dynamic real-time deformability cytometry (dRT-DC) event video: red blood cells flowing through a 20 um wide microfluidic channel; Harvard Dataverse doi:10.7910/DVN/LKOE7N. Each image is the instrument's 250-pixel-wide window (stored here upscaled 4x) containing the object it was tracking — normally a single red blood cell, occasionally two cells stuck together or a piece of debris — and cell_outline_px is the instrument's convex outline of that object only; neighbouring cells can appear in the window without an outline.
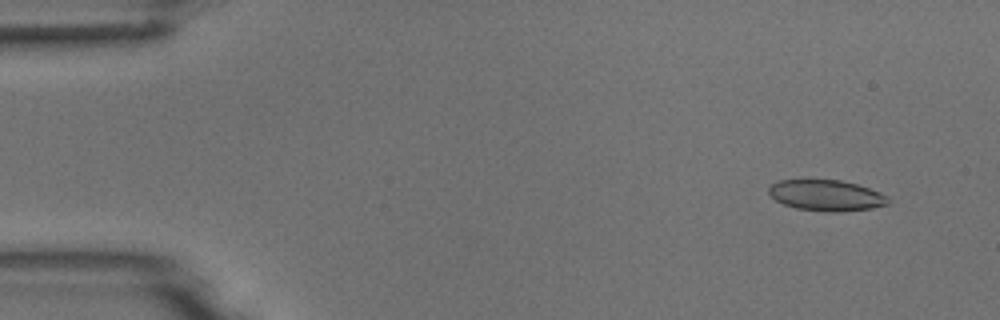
{"species": "common noctule bat (a hibernating species)", "species_latin": "Nyctalus noctula", "temperature_condition": "room temperature", "stored_images_in_passage": 5, "camera_frame_rate_fps": 3000, "um_per_image_px": 0.085, "animal": {"sex": "male", "body_mass_g": 18.8}, "frame": {"image": 1, "passage_image": 1, "time_ms": 0.0, "image_size_px": [1000, 320], "cell_outline_px": [[888, 204], [872, 208], [840, 212], [828, 212], [796, 208], [784, 204], [776, 200], [768, 192], [768, 188], [776, 180], [840, 180], [856, 184], [880, 192], [888, 196]], "centroid_in_image_um": [70.23, 16.61], "position_along_channel_um": 14.8, "area_um2": 21.44}}
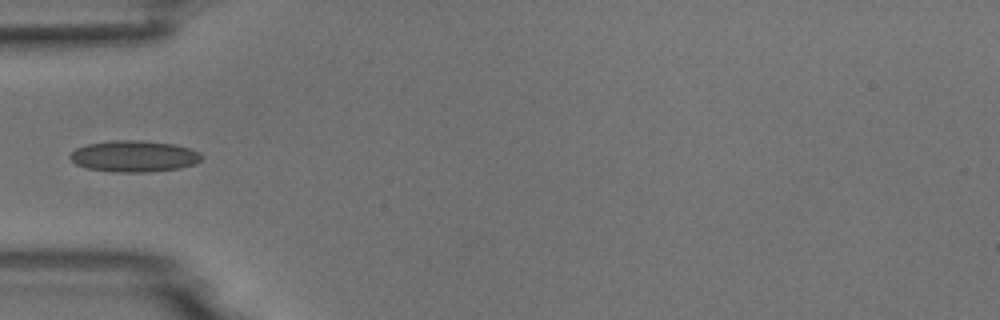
{"frame": {"image": 2, "passage_image": 4, "time_ms": 4.333, "image_size_px": [1000, 320], "cell_outline_px": [[200, 160], [196, 164], [180, 168], [148, 172], [116, 172], [88, 168], [76, 164], [68, 156], [76, 148], [88, 144], [112, 140], [140, 140], [172, 144], [188, 148], [196, 152], [200, 156]], "centroid_in_image_um": [11.36, 13.28], "position_along_channel_um": 73.6, "area_um2": 23.76}}